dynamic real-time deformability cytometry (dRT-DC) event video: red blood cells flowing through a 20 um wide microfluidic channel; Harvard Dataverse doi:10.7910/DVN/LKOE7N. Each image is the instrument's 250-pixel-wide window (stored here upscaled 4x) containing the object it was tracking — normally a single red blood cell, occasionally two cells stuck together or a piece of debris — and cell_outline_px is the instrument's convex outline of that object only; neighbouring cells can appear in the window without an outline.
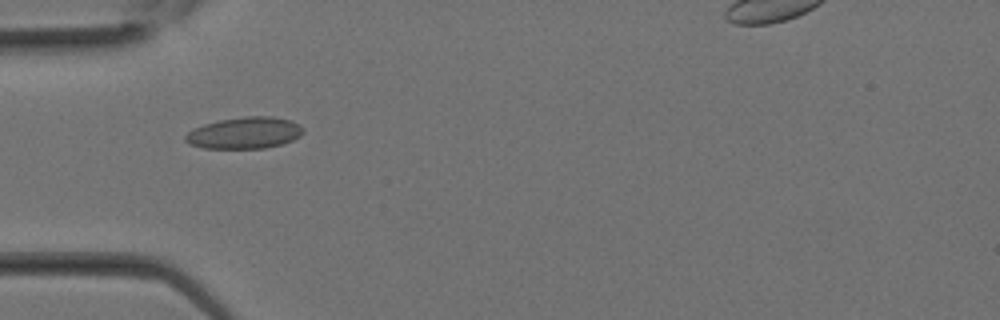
{"species": "Egyptian fruit bat (a non-hibernating species)", "species_latin": "Rousettus aegyptiacus", "temperature_condition": "room temperature", "stored_images_in_passage": 16, "camera_frame_rate_fps": 3000, "um_per_image_px": 0.085, "animal": {"sex": "female"}, "frame": {"image": 1, "passage_image": 9, "time_ms": 2.667, "image_size_px": [1000, 320], "cell_outline_px": [[304, 132], [300, 136], [292, 140], [280, 144], [264, 148], [204, 148], [192, 144], [184, 140], [184, 136], [188, 132], [204, 124], [220, 120], [244, 116], [272, 116], [292, 120], [300, 124], [304, 128]], "centroid_in_image_um": [20.84, 11.28], "position_along_channel_um": 64.2, "area_um2": 21.62}}
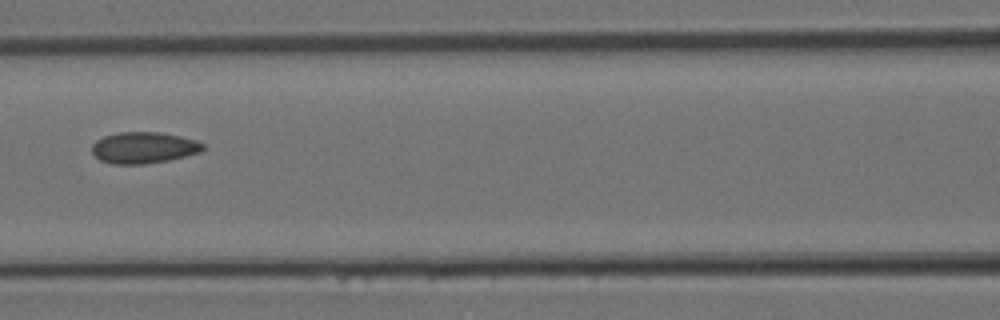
{"frame": {"image": 2, "passage_image": 13, "time_ms": 4.0, "image_size_px": [1000, 320], "cell_outline_px": [[204, 148], [200, 152], [168, 160], [144, 164], [112, 164], [100, 160], [92, 152], [92, 144], [96, 140], [104, 136], [120, 132], [160, 132], [180, 136], [196, 140], [204, 144]], "centroid_in_image_um": [12.2, 12.55], "position_along_channel_um": 154.4, "area_um2": 20.23}}
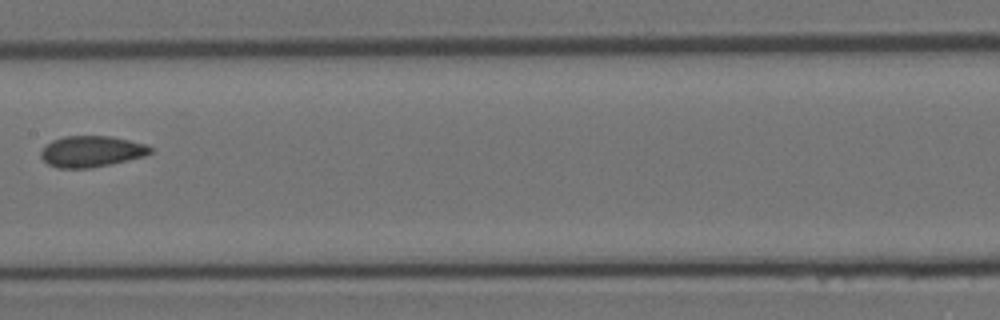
{"frame": {"image": 3, "passage_image": 15, "time_ms": 4.667, "image_size_px": [1000, 320], "cell_outline_px": [[152, 152], [144, 156], [108, 164], [88, 168], [60, 168], [48, 164], [40, 156], [40, 152], [52, 140], [64, 136], [112, 136], [144, 144], [152, 148]], "centroid_in_image_um": [7.75, 12.86], "position_along_channel_um": 199.6, "area_um2": 19.54}}